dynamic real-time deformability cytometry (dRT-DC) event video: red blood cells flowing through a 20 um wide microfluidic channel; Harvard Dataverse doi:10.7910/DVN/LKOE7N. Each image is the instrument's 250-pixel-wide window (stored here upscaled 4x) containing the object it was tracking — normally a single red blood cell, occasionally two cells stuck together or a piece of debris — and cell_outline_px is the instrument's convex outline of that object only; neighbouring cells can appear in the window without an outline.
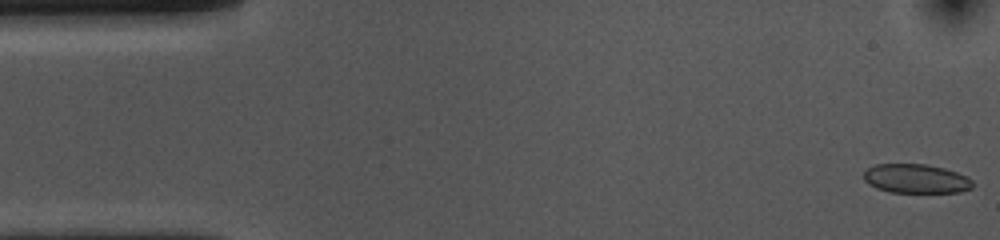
{"species": "common noctule bat (a hibernating species)", "species_latin": "Nyctalus noctula", "temperature_condition": "cold", "stored_images_in_passage": 54, "camera_frame_rate_fps": 3000, "um_per_image_px": 0.085, "animal": {"sex": "female", "body_mass_g": 10.0, "forearm_length_mm": 53.1}, "frame": {"image": 1, "passage_image": 1, "time_ms": 0.0, "image_size_px": [1000, 240], "cell_outline_px": [[972, 188], [960, 192], [892, 192], [876, 188], [868, 184], [864, 180], [864, 172], [868, 168], [876, 164], [924, 164], [944, 168], [968, 176], [972, 180]], "centroid_in_image_um": [77.86, 15.18], "position_along_channel_um": 7.1, "area_um2": 18.44}}
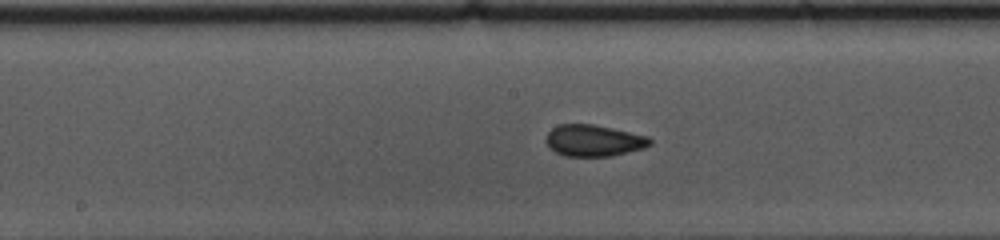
{"frame": {"image": 2, "passage_image": 26, "time_ms": 8.333, "image_size_px": [1000, 240], "cell_outline_px": [[652, 144], [644, 148], [612, 156], [564, 156], [556, 152], [544, 140], [548, 132], [552, 128], [560, 124], [592, 124], [612, 128], [648, 136], [652, 140]], "centroid_in_image_um": [50.48, 11.94], "position_along_channel_um": 197.7, "area_um2": 19.07}}
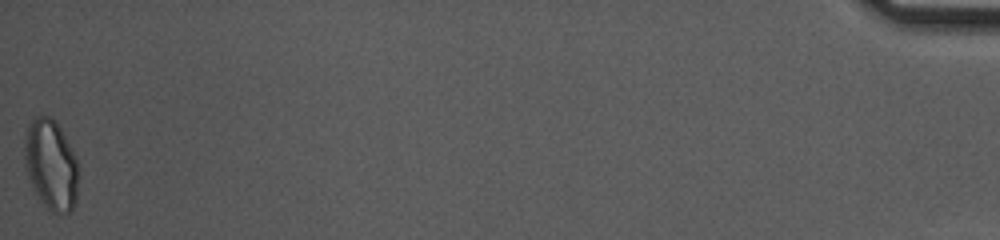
{"frame": {"image": 3, "passage_image": 54, "time_ms": 17.667, "image_size_px": [1000, 240], "cell_outline_px": [[76, 200], [72, 208], [68, 212], [48, 212], [32, 188], [28, 176], [24, 160], [24, 136], [28, 124], [36, 116], [48, 116], [60, 128], [76, 156]], "centroid_in_image_um": [4.29, 14.01], "position_along_channel_um": 430.9, "area_um2": 28.09}, "authors_computed_cell_mechanics": {"area_um2": 19.3052, "velocity_mm_per_s": 3.6263, "shape_relaxation_time_tau1_ms": null, "shape_relaxation_time_tau2_ms": 2.7167, "deformation_change_tau1": null, "deformation_change_tau2": 0.0685}}